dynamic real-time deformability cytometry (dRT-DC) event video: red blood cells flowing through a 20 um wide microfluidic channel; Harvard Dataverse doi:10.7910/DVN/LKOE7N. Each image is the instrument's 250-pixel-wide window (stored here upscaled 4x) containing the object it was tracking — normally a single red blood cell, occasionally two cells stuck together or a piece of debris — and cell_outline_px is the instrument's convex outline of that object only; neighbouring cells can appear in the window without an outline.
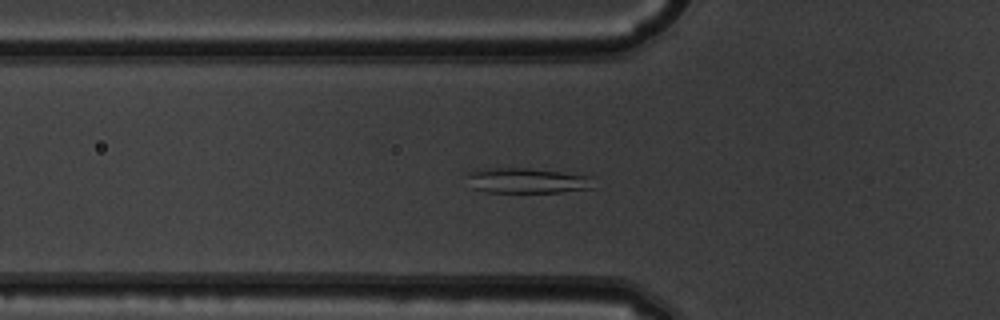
{"species": "common noctule bat (a hibernating species)", "species_latin": "Nyctalus noctula", "temperature_condition": "warm", "stored_images_in_passage": 43, "camera_frame_rate_fps": 3000, "um_per_image_px": 0.085, "animal": {"sex": "male", "body_mass_g": 19.5, "forearm_length_mm": 54.6}, "frame": {"image": 1, "passage_image": 10, "time_ms": 3.0, "image_size_px": [1000, 320], "cell_outline_px": [[596, 176], [592, 188], [560, 192], [488, 192], [472, 188], [468, 176], [468, 172], [476, 168], [528, 168]], "centroid_in_image_um": [44.84, 15.34], "position_along_channel_um": 81.0, "area_um2": 18.84}}
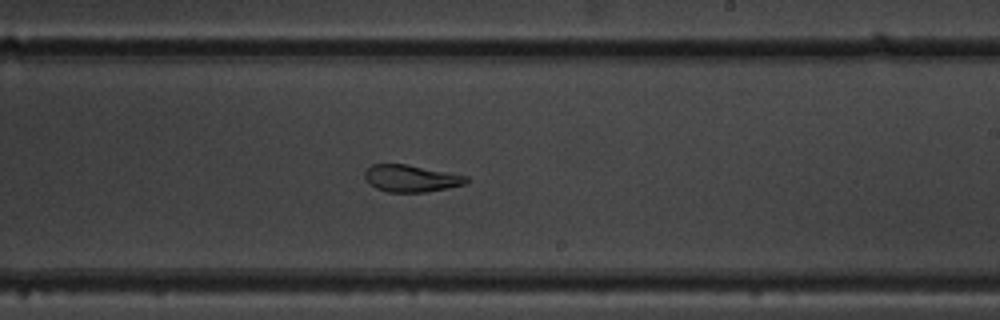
{"frame": {"image": 2, "passage_image": 23, "time_ms": 7.333, "image_size_px": [1000, 320], "cell_outline_px": [[468, 180], [464, 184], [448, 188], [428, 192], [388, 192], [376, 188], [368, 184], [364, 176], [364, 172], [372, 164], [408, 164], [468, 176]], "centroid_in_image_um": [34.92, 15.16], "position_along_channel_um": 254.1, "area_um2": 16.07}}
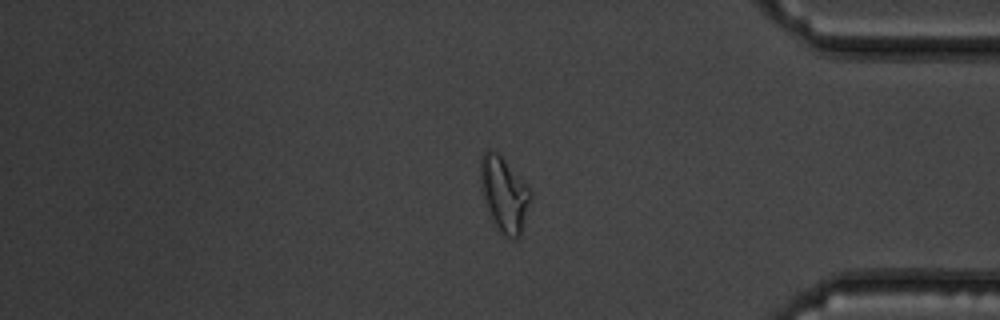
{"frame": {"image": 3, "passage_image": 35, "time_ms": 11.333, "image_size_px": [1000, 320], "cell_outline_px": [[532, 196], [520, 236], [516, 240], [512, 240], [500, 232], [492, 224], [488, 212], [480, 184], [480, 156], [488, 148], [492, 148], [524, 180], [532, 192]], "centroid_in_image_um": [42.84, 16.52], "position_along_channel_um": 392.4, "area_um2": 22.2}, "authors_computed_cell_mechanics": {"area_um2": 18.8428, "velocity_mm_per_s": 3.9869, "shape_relaxation_time_tau1_ms": 5.7584, "shape_relaxation_time_tau2_ms": 0.9649, "deformation_change_tau1": 0.1912, "deformation_change_tau2": 0.0521}}